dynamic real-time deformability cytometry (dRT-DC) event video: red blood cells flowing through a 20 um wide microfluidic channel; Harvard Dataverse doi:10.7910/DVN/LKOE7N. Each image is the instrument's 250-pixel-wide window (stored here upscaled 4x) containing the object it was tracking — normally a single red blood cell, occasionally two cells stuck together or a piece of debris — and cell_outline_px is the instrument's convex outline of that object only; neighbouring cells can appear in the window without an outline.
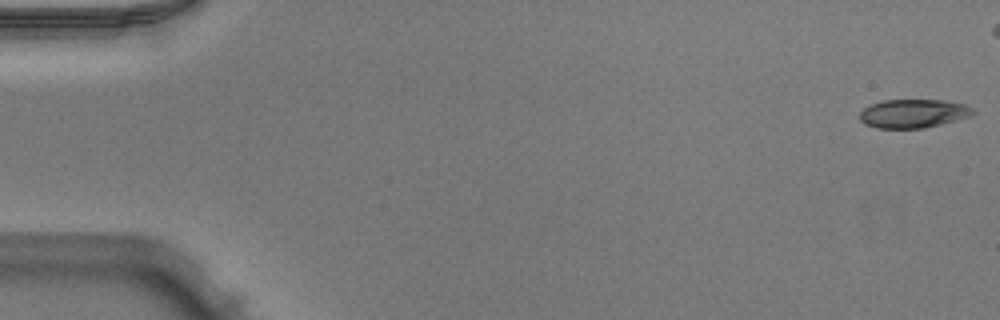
{"species": "Egyptian fruit bat (a non-hibernating species)", "species_latin": "Rousettus aegyptiacus", "temperature_condition": "warm", "stored_images_in_passage": 46, "camera_frame_rate_fps": 3000, "um_per_image_px": 0.085, "animal": {"sex": "male"}, "frame": {"image": 1, "passage_image": 1, "time_ms": 0.0, "image_size_px": [1000, 320], "cell_outline_px": [[976, 112], [972, 116], [924, 128], [876, 128], [864, 124], [860, 120], [860, 112], [868, 104], [880, 100], [944, 100], [964, 104], [972, 108]], "centroid_in_image_um": [77.61, 9.64], "position_along_channel_um": 7.4, "area_um2": 19.07}}
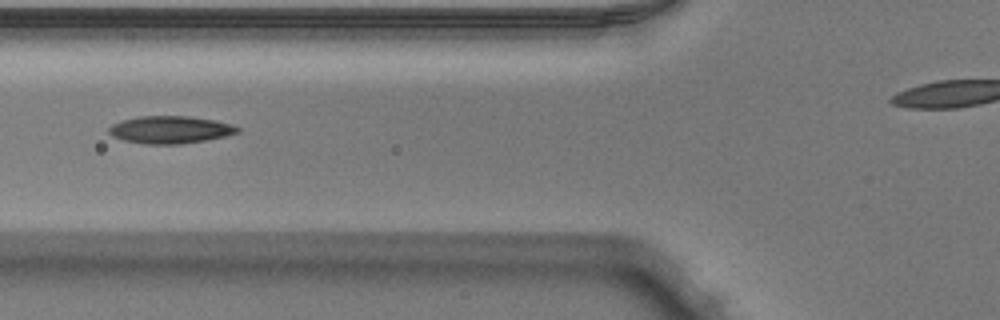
{"frame": {"image": 2, "passage_image": 20, "time_ms": 6.333, "image_size_px": [1000, 320], "cell_outline_px": [[240, 132], [224, 136], [204, 140], [180, 144], [144, 144], [124, 140], [112, 136], [108, 132], [108, 128], [112, 124], [124, 120], [140, 116], [188, 116], [216, 120], [232, 124], [240, 128]], "centroid_in_image_um": [14.47, 11.02], "position_along_channel_um": 111.3, "area_um2": 20.52}}
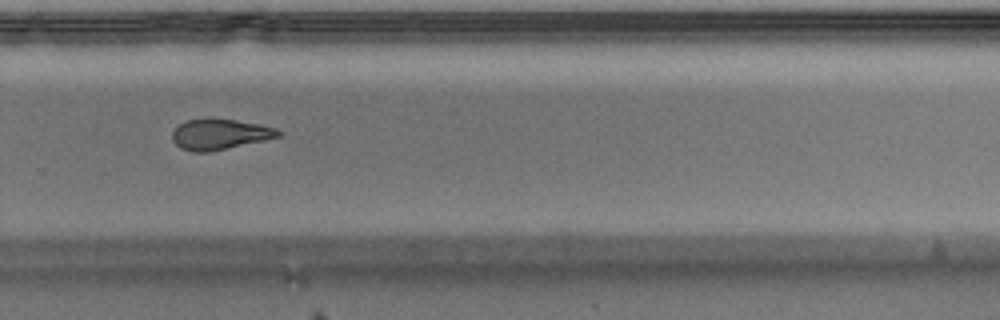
{"frame": {"image": 3, "passage_image": 35, "time_ms": 11.333, "image_size_px": [1000, 320], "cell_outline_px": [[284, 132], [280, 136], [264, 140], [208, 152], [192, 152], [180, 148], [172, 140], [172, 132], [180, 124], [188, 120], [236, 120], [260, 124], [276, 128]], "centroid_in_image_um": [18.7, 11.43], "position_along_channel_um": 311.1, "area_um2": 18.5}, "authors_computed_cell_mechanics": {"area_um2": 19.7676, "velocity_mm_per_s": 3.996, "shape_relaxation_time_tau1_ms": null, "shape_relaxation_time_tau2_ms": 4.7593, "deformation_change_tau1": null, "deformation_change_tau2": 0.1359}}